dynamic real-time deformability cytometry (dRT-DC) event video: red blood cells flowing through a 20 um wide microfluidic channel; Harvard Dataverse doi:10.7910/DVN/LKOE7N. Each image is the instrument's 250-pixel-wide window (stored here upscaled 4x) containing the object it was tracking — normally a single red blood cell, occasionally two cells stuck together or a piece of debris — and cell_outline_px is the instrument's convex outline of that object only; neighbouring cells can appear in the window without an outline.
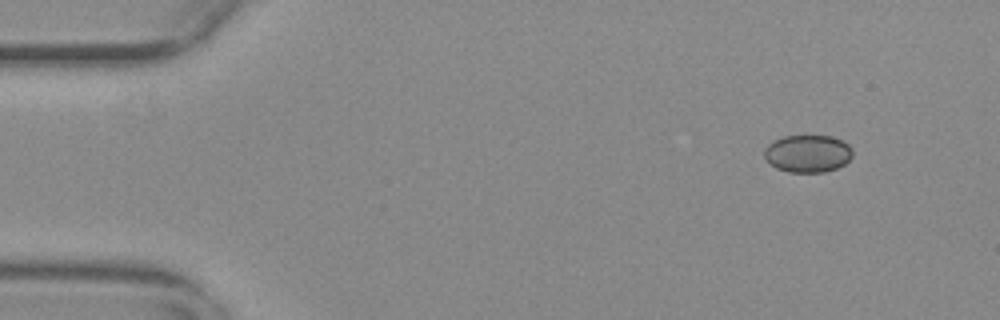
{"species": "common noctule bat (a hibernating species)", "species_latin": "Nyctalus noctula", "temperature_condition": "warm", "stored_images_in_passage": 51, "camera_frame_rate_fps": 3000, "um_per_image_px": 0.085, "animal": {"sex": "female", "body_mass_g": 29.2, "forearm_length_mm": 56.3}, "frame": {"image": 1, "passage_image": 1, "time_ms": 0.0, "image_size_px": [1000, 320], "cell_outline_px": [[852, 156], [844, 164], [836, 168], [824, 172], [788, 172], [776, 168], [764, 156], [764, 148], [768, 144], [784, 136], [832, 136], [844, 140], [852, 148]], "centroid_in_image_um": [68.68, 13.05], "position_along_channel_um": 16.3, "area_um2": 19.25}}
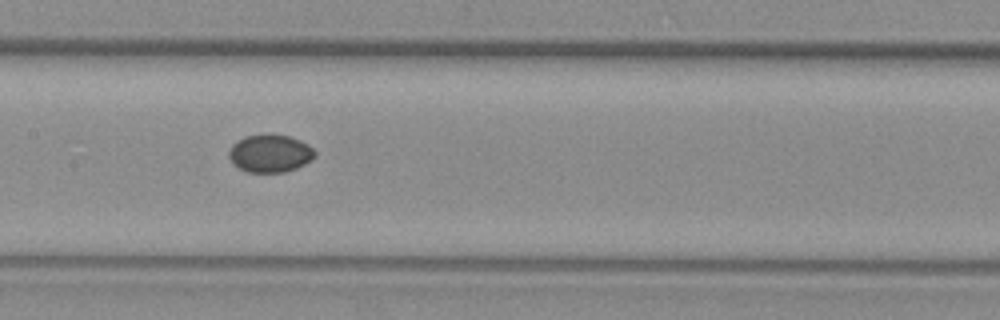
{"frame": {"image": 2, "passage_image": 23, "time_ms": 7.333, "image_size_px": [1000, 320], "cell_outline_px": [[316, 156], [312, 160], [296, 168], [284, 172], [248, 172], [240, 168], [228, 156], [228, 152], [232, 144], [236, 140], [244, 136], [288, 136], [300, 140], [308, 144], [316, 152]], "centroid_in_image_um": [22.97, 13.05], "position_along_channel_um": 184.4, "area_um2": 18.55}}
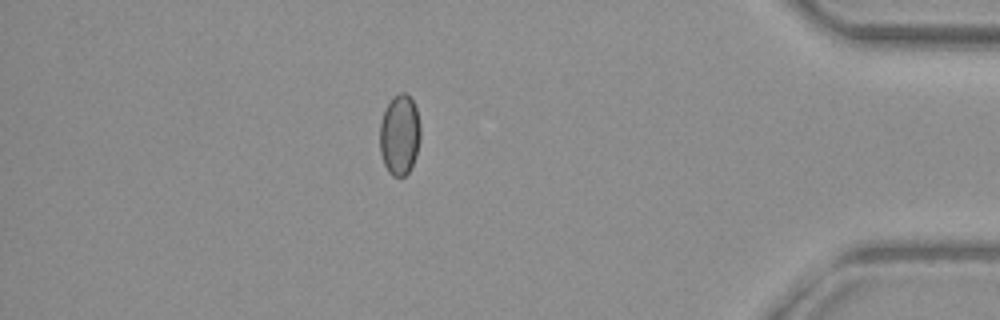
{"frame": {"image": 3, "passage_image": 44, "time_ms": 14.333, "image_size_px": [1000, 320], "cell_outline_px": [[420, 140], [416, 156], [408, 172], [404, 176], [392, 176], [388, 172], [384, 164], [380, 152], [380, 124], [384, 112], [392, 96], [400, 92], [404, 92], [412, 100], [416, 108], [420, 124]], "centroid_in_image_um": [33.97, 11.46], "position_along_channel_um": 401.2, "area_um2": 19.07}}